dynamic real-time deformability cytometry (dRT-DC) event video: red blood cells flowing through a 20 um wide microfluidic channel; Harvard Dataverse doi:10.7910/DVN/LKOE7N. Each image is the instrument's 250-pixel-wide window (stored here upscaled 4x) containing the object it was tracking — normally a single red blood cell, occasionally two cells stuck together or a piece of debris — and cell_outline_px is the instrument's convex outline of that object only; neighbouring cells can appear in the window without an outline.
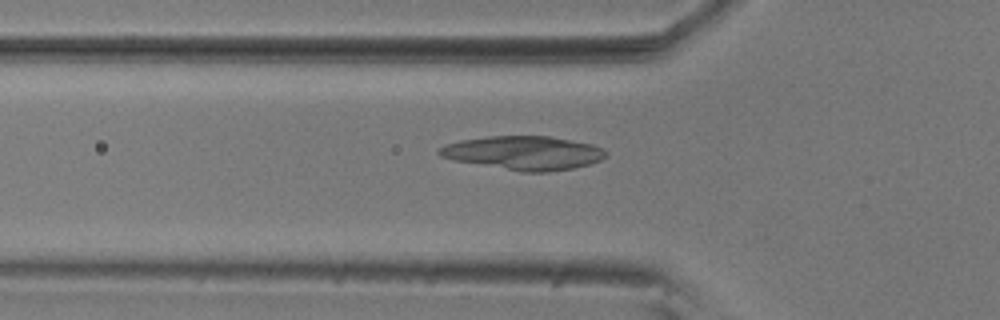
{"species": "common noctule bat (a hibernating species)", "species_latin": "Nyctalus noctula", "temperature_condition": "room temperature", "stored_images_in_passage": 56, "camera_frame_rate_fps": 3000, "um_per_image_px": 0.085, "animal": {"sex": "male", "body_mass_g": 20.5, "forearm_length_mm": 52.5}, "frame": {"image": 1, "passage_image": 19, "time_ms": 6.0, "image_size_px": [1000, 320], "cell_outline_px": [[608, 152], [600, 160], [588, 164], [572, 168], [548, 172], [520, 172], [456, 160], [440, 156], [436, 152], [436, 148], [444, 144], [460, 140], [488, 136], [548, 136], [592, 144], [604, 148]], "centroid_in_image_um": [44.48, 12.99], "position_along_channel_um": 81.3, "area_um2": 32.77}}
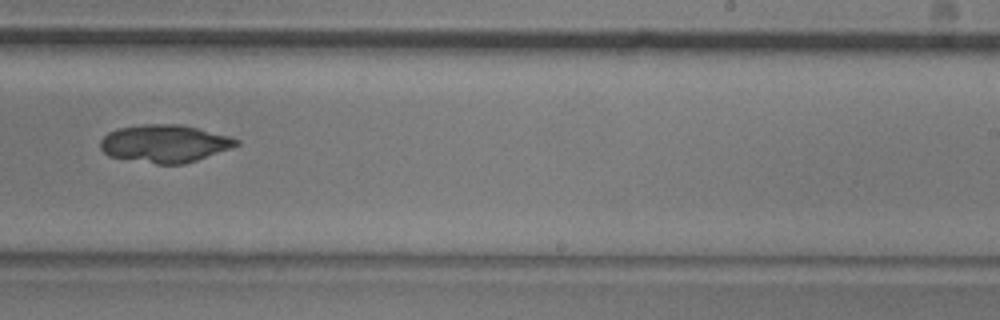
{"frame": {"image": 2, "passage_image": 35, "time_ms": 11.333, "image_size_px": [1000, 320], "cell_outline_px": [[240, 144], [232, 148], [184, 164], [156, 164], [108, 156], [100, 148], [100, 140], [108, 132], [116, 128], [144, 124], [180, 124], [228, 136], [240, 140]], "centroid_in_image_um": [13.97, 12.2], "position_along_channel_um": 275.0, "area_um2": 29.82}}
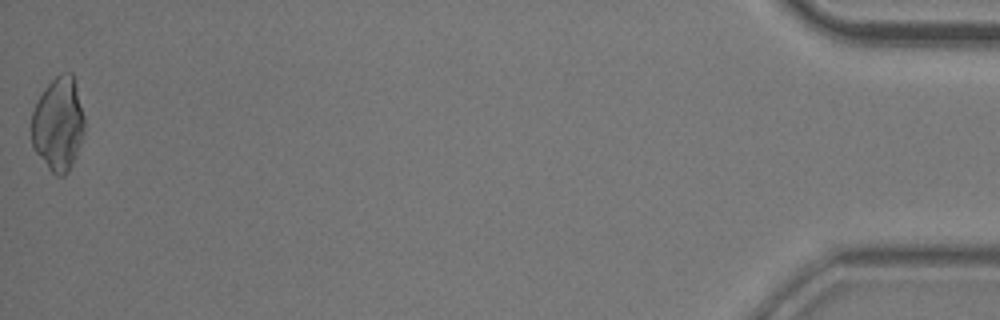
{"frame": {"image": 3, "passage_image": 56, "time_ms": 18.333, "image_size_px": [1000, 320], "cell_outline_px": [[84, 132], [76, 156], [68, 172], [64, 176], [56, 176], [48, 168], [32, 148], [32, 112], [44, 88], [60, 72], [72, 72], [84, 116]], "centroid_in_image_um": [4.95, 10.56], "position_along_channel_um": 430.3, "area_um2": 28.9}}